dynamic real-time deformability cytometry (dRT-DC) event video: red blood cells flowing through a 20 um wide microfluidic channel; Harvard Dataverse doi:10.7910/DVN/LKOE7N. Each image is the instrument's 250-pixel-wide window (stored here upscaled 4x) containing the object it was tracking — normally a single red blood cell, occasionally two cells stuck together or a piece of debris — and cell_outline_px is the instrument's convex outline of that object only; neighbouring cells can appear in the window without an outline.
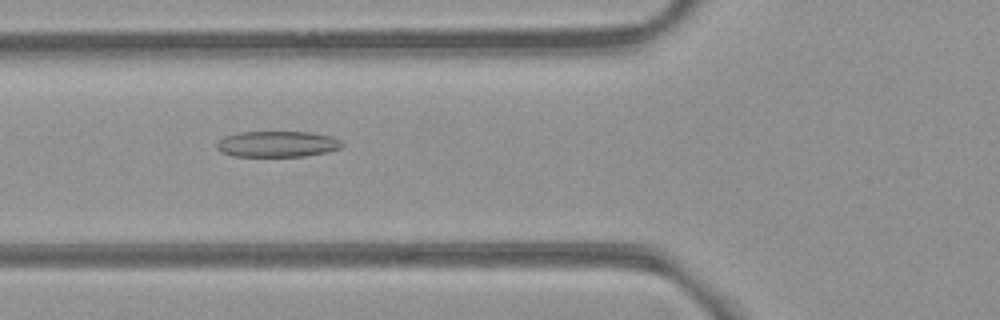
{"species": "common noctule bat (a hibernating species)", "species_latin": "Nyctalus noctula", "temperature_condition": "room temperature", "stored_images_in_passage": 34, "camera_frame_rate_fps": 3000, "um_per_image_px": 0.085, "animal": {"sex": "female", "body_mass_g": 21.9}, "frame": {"image": 1, "passage_image": 9, "time_ms": 2.667, "image_size_px": [1000, 320], "cell_outline_px": [[344, 144], [340, 148], [328, 152], [304, 156], [232, 156], [220, 152], [216, 148], [216, 144], [224, 136], [240, 132], [312, 132], [332, 136], [340, 140]], "centroid_in_image_um": [23.57, 12.24], "position_along_channel_um": 102.2, "area_um2": 19.07}}
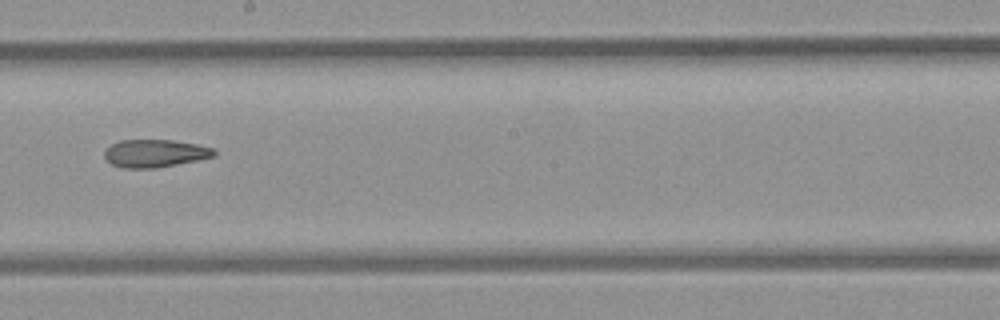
{"frame": {"image": 2, "passage_image": 19, "time_ms": 6.0, "image_size_px": [1000, 320], "cell_outline_px": [[216, 156], [156, 168], [120, 168], [112, 164], [104, 156], [104, 148], [120, 140], [172, 140], [196, 144], [216, 148]], "centroid_in_image_um": [13.16, 13.03], "position_along_channel_um": 235.0, "area_um2": 17.8}}
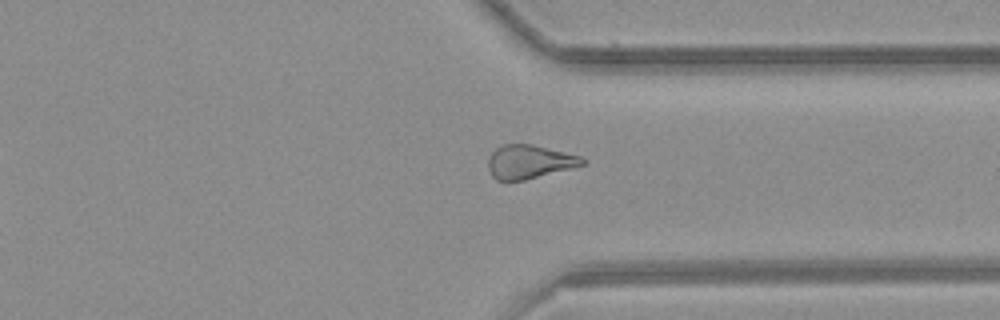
{"frame": {"image": 3, "passage_image": 29, "time_ms": 9.333, "image_size_px": [1000, 320], "cell_outline_px": [[588, 160], [584, 164], [572, 168], [524, 180], [496, 180], [492, 176], [488, 168], [488, 160], [492, 152], [496, 148], [504, 144], [532, 144], [580, 156]], "centroid_in_image_um": [44.99, 13.75], "position_along_channel_um": 366.4, "area_um2": 18.38}}